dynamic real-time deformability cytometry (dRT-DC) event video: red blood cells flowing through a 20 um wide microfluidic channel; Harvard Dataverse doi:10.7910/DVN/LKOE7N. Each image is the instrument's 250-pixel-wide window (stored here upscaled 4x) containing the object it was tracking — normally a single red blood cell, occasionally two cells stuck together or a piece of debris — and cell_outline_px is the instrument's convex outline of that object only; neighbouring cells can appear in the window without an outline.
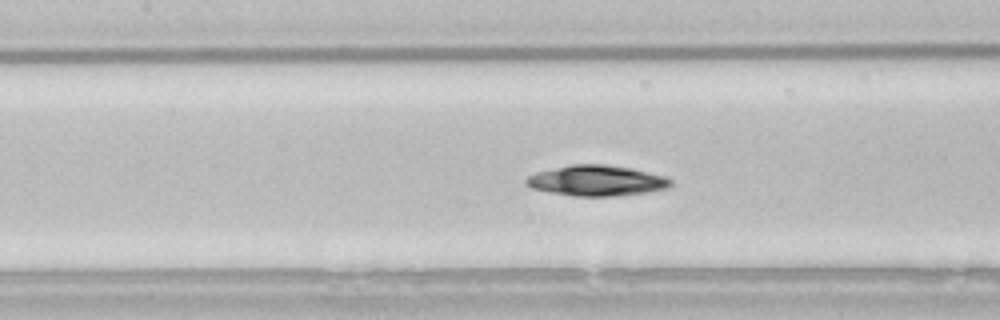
{"species": "common noctule bat (a hibernating species)", "species_latin": "Nyctalus noctula", "temperature_condition": "room temperature", "stored_images_in_passage": 53, "camera_frame_rate_fps": 3000, "um_per_image_px": 0.085, "animal": {"sex": "male", "body_mass_g": 21.5, "forearm_length_mm": 52.0}, "frame": {"image": 1, "passage_image": 23, "time_ms": 7.333, "image_size_px": [1000, 320], "cell_outline_px": [[672, 184], [668, 188], [648, 192], [616, 196], [572, 196], [548, 192], [532, 188], [524, 180], [528, 176], [536, 172], [572, 164], [604, 164], [632, 168], [664, 176], [672, 180]], "centroid_in_image_um": [50.72, 15.35], "position_along_channel_um": 156.7, "area_um2": 25.78}, "authors_computed_cell_mechanics": {"area_um2": 24.1026, "velocity_mm_per_s": 3.8188, "shape_relaxation_time_tau1_ms": 8.5345, "shape_relaxation_time_tau2_ms": null, "deformation_change_tau1": 0.173, "deformation_change_tau2": null}}